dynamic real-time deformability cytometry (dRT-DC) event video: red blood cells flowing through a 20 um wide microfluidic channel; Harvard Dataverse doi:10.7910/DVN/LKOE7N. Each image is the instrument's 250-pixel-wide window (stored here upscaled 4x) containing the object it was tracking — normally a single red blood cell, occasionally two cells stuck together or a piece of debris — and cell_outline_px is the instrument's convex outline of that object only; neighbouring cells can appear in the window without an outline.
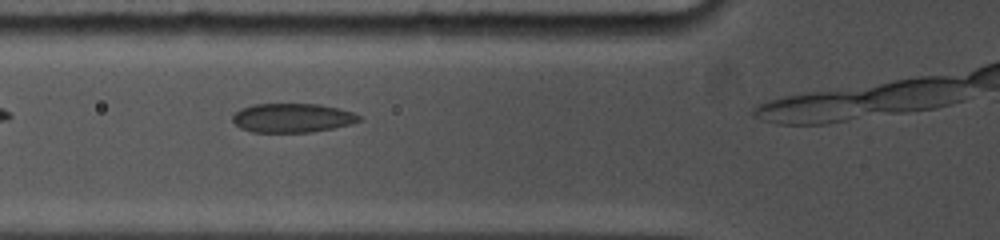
{"species": "common noctule bat (a hibernating species)", "species_latin": "Nyctalus noctula", "temperature_condition": "cold", "stored_images_in_passage": 6, "camera_frame_rate_fps": 5000, "um_per_image_px": 0.085, "animal": {"sex": "female", "body_mass_g": 19.0, "forearm_length_mm": 53.3}, "frame": {"image": 1, "passage_image": 4, "time_ms": 1.2, "image_size_px": [1000, 240], "cell_outline_px": [[360, 120], [352, 124], [312, 132], [252, 132], [240, 128], [232, 120], [232, 116], [240, 108], [252, 104], [320, 104], [352, 112], [360, 116]], "centroid_in_image_um": [24.82, 10.02], "position_along_channel_um": 101.0, "area_um2": 21.39}}